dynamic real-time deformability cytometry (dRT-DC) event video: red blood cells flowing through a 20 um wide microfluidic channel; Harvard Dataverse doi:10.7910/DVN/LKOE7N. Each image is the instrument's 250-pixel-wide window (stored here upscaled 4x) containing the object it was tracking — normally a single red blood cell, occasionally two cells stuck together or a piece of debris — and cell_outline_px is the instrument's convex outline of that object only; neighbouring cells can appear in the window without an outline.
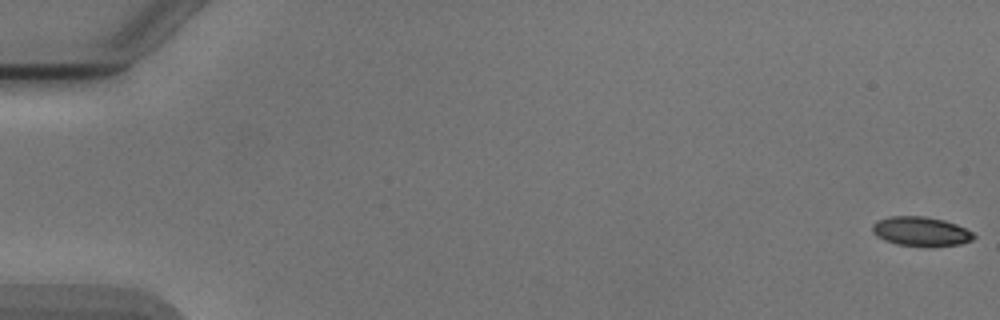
{"species": "Egyptian fruit bat (a non-hibernating species)", "species_latin": "Rousettus aegyptiacus", "temperature_condition": "cold", "stored_images_in_passage": 11, "camera_frame_rate_fps": 3000, "um_per_image_px": 0.085, "animal": {"sex": "male"}, "frame": {"image": 1, "passage_image": 1, "time_ms": 0.0, "image_size_px": [1000, 320], "cell_outline_px": [[976, 236], [972, 240], [960, 244], [896, 244], [884, 240], [876, 236], [872, 232], [872, 224], [876, 220], [888, 216], [924, 216], [944, 220], [956, 224], [972, 232]], "centroid_in_image_um": [78.21, 19.62], "position_along_channel_um": 6.8, "area_um2": 16.82}}